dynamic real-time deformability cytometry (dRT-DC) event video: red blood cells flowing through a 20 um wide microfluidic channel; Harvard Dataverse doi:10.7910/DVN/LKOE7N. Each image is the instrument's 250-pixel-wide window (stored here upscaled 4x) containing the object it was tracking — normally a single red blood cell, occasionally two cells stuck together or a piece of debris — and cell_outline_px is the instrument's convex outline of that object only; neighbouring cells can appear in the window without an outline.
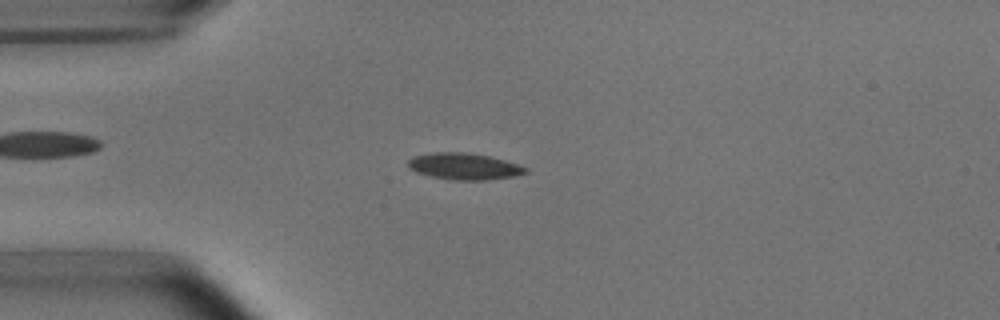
{"species": "common noctule bat (a hibernating species)", "species_latin": "Nyctalus noctula", "temperature_condition": "room temperature", "stored_images_in_passage": 34, "camera_frame_rate_fps": 3000, "um_per_image_px": 0.085, "animal": {"sex": "male", "body_mass_g": 15.6}, "frame": {"image": 1, "passage_image": 9, "time_ms": 2.667, "image_size_px": [1000, 320], "cell_outline_px": [[528, 172], [512, 176], [488, 180], [456, 180], [432, 176], [416, 172], [408, 168], [408, 160], [416, 156], [432, 152], [468, 152], [488, 156], [504, 160], [528, 168]], "centroid_in_image_um": [39.44, 14.13], "position_along_channel_um": 45.6, "area_um2": 17.98}}
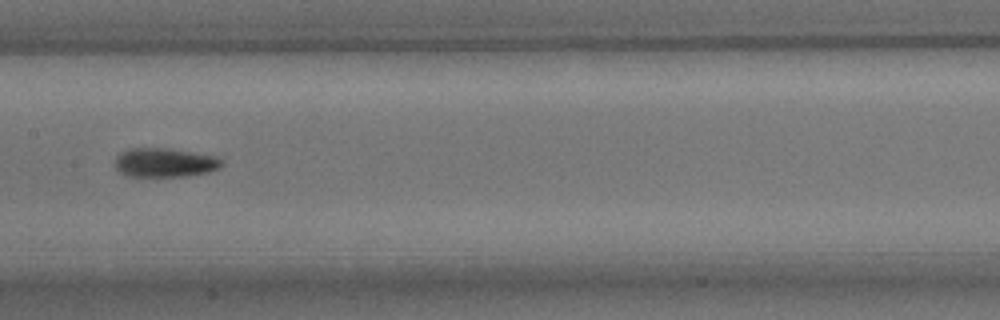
{"frame": {"image": 2, "passage_image": 22, "time_ms": 7.0, "image_size_px": [1000, 320], "cell_outline_px": [[224, 164], [220, 168], [208, 172], [188, 176], [128, 176], [120, 172], [116, 168], [116, 156], [120, 152], [128, 148], [168, 148], [212, 156], [224, 160]], "centroid_in_image_um": [14.0, 13.82], "position_along_channel_um": 193.4, "area_um2": 18.03}}
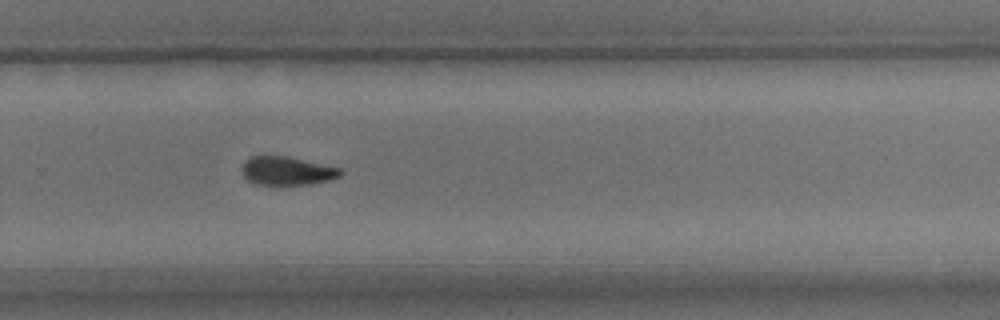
{"frame": {"image": 3, "passage_image": 31, "time_ms": 10.0, "image_size_px": [1000, 320], "cell_outline_px": [[344, 172], [340, 176], [328, 180], [308, 184], [252, 184], [240, 172], [240, 168], [244, 160], [248, 156], [288, 156], [340, 168]], "centroid_in_image_um": [24.33, 14.51], "position_along_channel_um": 305.5, "area_um2": 16.47}}